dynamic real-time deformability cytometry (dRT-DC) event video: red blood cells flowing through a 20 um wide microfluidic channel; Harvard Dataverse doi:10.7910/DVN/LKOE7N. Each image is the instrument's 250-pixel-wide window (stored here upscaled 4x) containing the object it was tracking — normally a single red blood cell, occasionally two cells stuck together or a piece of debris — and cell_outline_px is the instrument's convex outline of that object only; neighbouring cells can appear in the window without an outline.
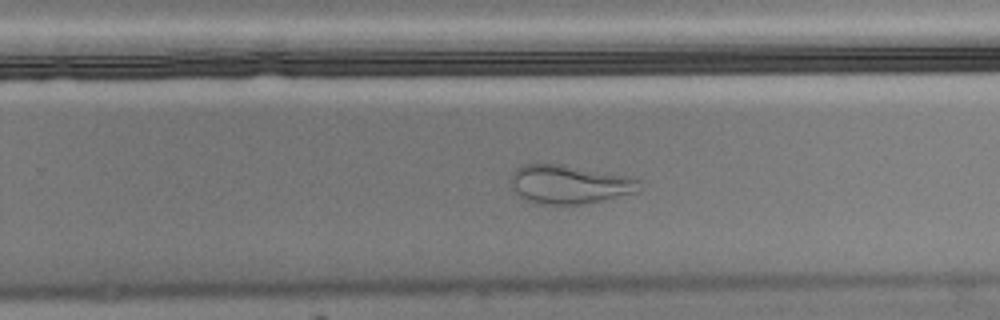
{"species": "Egyptian fruit bat (a non-hibernating species)", "species_latin": "Rousettus aegyptiacus", "temperature_condition": "cold", "stored_images_in_passage": 50, "camera_frame_rate_fps": 3000, "um_per_image_px": 0.085, "animal": {"sex": "male"}, "frame": {"image": 1, "passage_image": 29, "time_ms": 9.333, "image_size_px": [1000, 320], "cell_outline_px": [[640, 192], [580, 204], [544, 204], [528, 200], [520, 196], [516, 192], [512, 184], [512, 172], [520, 164], [560, 164], [628, 176], [640, 180]], "centroid_in_image_um": [48.41, 15.66], "position_along_channel_um": 281.4, "area_um2": 28.67}, "authors_computed_cell_mechanics": {"area_um2": 25.9233, "velocity_mm_per_s": 3.4917, "shape_relaxation_time_tau1_ms": null, "shape_relaxation_time_tau2_ms": 1.3488, "deformation_change_tau1": null, "deformation_change_tau2": 0.085}}